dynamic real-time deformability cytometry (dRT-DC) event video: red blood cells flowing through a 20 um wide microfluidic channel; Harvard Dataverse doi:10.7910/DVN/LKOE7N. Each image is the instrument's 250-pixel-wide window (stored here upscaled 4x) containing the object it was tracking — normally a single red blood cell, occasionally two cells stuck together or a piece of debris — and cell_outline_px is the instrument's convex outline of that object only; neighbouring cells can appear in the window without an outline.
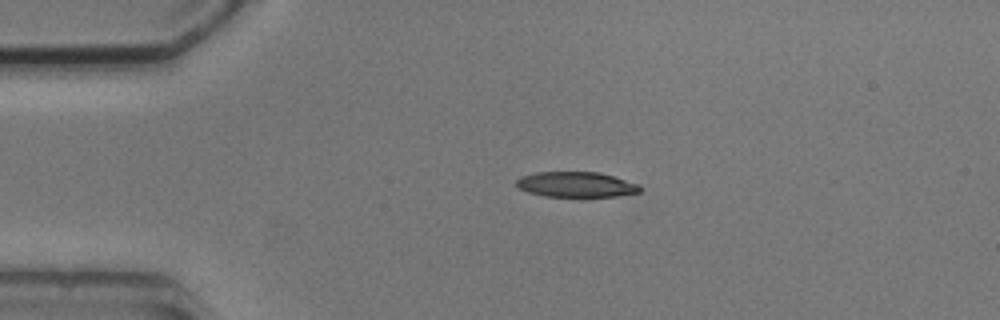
{"species": "common noctule bat (a hibernating species)", "species_latin": "Nyctalus noctula", "temperature_condition": "cold", "stored_images_in_passage": 2, "camera_frame_rate_fps": 3000, "um_per_image_px": 0.085, "animal": {"sex": "male", "body_mass_g": 20.5, "forearm_length_mm": 52.5}, "frame": {"image": 1, "passage_image": 1, "time_ms": 0.0, "image_size_px": [1000, 320], "cell_outline_px": [[640, 192], [616, 196], [584, 200], [544, 196], [528, 192], [520, 188], [516, 184], [516, 180], [520, 176], [536, 172], [600, 172], [640, 184]], "centroid_in_image_um": [49.0, 15.73], "position_along_channel_um": 36.0, "area_um2": 19.19}}